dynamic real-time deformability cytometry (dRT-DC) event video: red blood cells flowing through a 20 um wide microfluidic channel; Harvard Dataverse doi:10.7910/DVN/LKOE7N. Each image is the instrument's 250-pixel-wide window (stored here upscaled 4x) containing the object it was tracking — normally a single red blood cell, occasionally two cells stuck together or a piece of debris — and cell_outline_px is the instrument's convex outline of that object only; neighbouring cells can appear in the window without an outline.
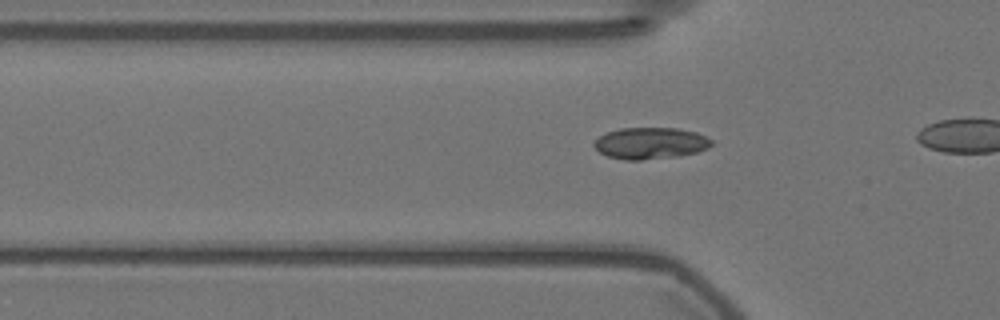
{"species": "Egyptian fruit bat (a non-hibernating species)", "species_latin": "Rousettus aegyptiacus", "temperature_condition": "warm", "stored_images_in_passage": 11, "camera_frame_rate_fps": 3000, "um_per_image_px": 0.085, "animal": {"sex": "female"}, "frame": {"image": 1, "passage_image": 8, "time_ms": 2.333, "image_size_px": [1000, 320], "cell_outline_px": [[712, 144], [708, 148], [696, 152], [680, 156], [640, 160], [624, 160], [608, 156], [600, 152], [592, 144], [600, 136], [608, 132], [620, 128], [676, 128], [696, 132], [712, 140]], "centroid_in_image_um": [55.29, 12.18], "position_along_channel_um": 70.5, "area_um2": 21.5}}